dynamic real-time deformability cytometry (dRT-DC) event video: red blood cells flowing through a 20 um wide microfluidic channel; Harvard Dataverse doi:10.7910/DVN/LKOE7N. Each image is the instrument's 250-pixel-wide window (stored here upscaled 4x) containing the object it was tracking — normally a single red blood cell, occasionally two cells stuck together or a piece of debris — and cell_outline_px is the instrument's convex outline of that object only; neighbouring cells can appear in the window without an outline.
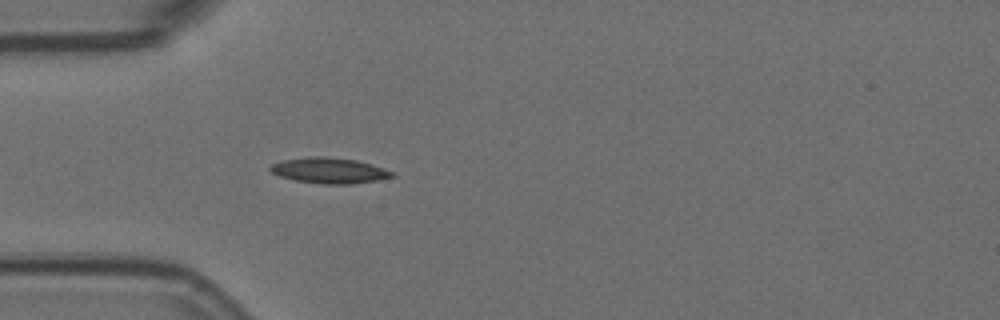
{"species": "Egyptian fruit bat (a non-hibernating species)", "species_latin": "Rousettus aegyptiacus", "temperature_condition": "room temperature", "stored_images_in_passage": 3, "camera_frame_rate_fps": 3000, "um_per_image_px": 0.085, "animal": {"sex": "female"}, "frame": {"image": 1, "passage_image": 3, "time_ms": 0.667, "image_size_px": [1000, 320], "cell_outline_px": [[396, 176], [376, 180], [352, 184], [324, 184], [296, 180], [280, 176], [272, 172], [268, 168], [272, 164], [280, 160], [312, 156], [324, 156], [356, 160], [372, 164], [396, 172]], "centroid_in_image_um": [28.02, 14.48], "position_along_channel_um": 57.0, "area_um2": 18.26}}